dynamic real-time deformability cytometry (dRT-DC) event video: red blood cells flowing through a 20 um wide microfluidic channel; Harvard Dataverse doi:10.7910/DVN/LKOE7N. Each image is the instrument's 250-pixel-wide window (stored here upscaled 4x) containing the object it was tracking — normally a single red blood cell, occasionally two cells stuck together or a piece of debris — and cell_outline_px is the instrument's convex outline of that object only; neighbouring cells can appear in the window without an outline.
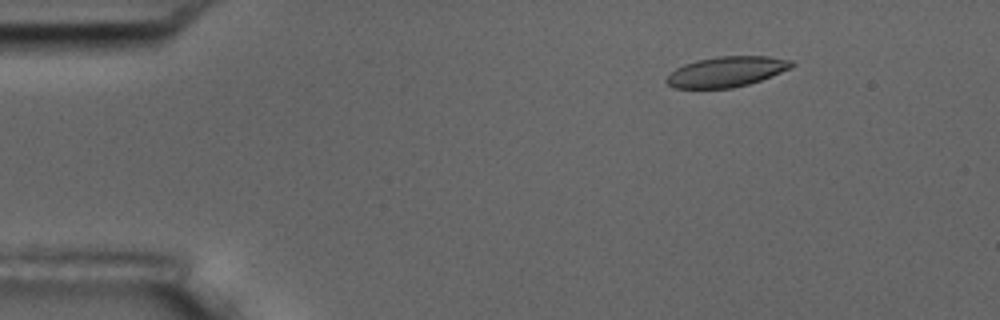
{"species": "common noctule bat (a hibernating species)", "species_latin": "Nyctalus noctula", "temperature_condition": "room temperature", "stored_images_in_passage": 57, "camera_frame_rate_fps": 3000, "um_per_image_px": 0.085, "animal": {"sex": "male", "body_mass_g": 17.5, "forearm_length_mm": 52.3}, "frame": {"image": 1, "passage_image": 8, "time_ms": 2.333, "image_size_px": [1000, 320], "cell_outline_px": [[796, 64], [792, 68], [760, 80], [748, 84], [732, 88], [672, 88], [664, 80], [676, 68], [684, 64], [696, 60], [716, 56], [768, 56], [792, 60]], "centroid_in_image_um": [61.76, 6.09], "position_along_channel_um": 23.2, "area_um2": 22.2}}
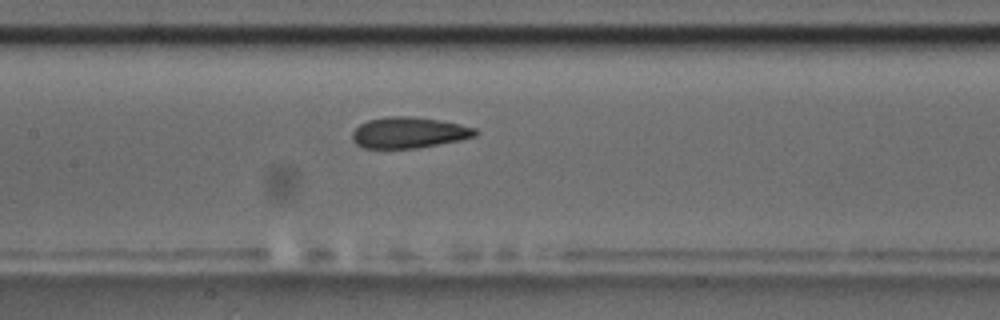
{"frame": {"image": 2, "passage_image": 27, "time_ms": 8.667, "image_size_px": [1000, 320], "cell_outline_px": [[480, 132], [476, 136], [460, 140], [416, 148], [364, 148], [356, 144], [352, 140], [352, 132], [360, 124], [368, 120], [388, 116], [412, 116], [440, 120], [460, 124], [476, 128]], "centroid_in_image_um": [34.77, 11.26], "position_along_channel_um": 172.6, "area_um2": 22.31}}
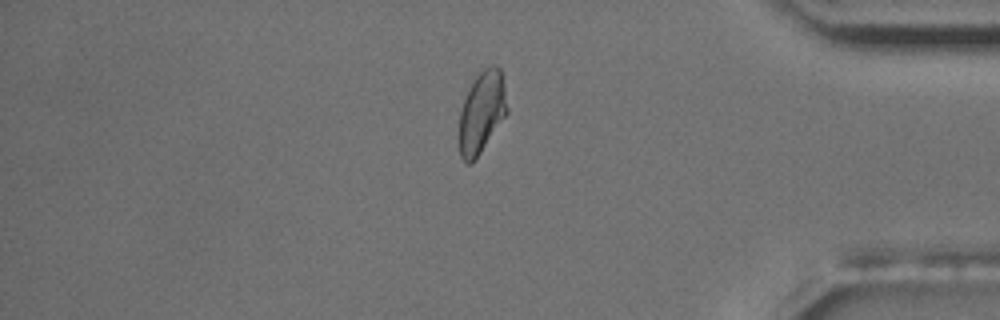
{"frame": {"image": 3, "passage_image": 48, "time_ms": 15.667, "image_size_px": [1000, 320], "cell_outline_px": [[508, 112], [472, 164], [468, 164], [460, 156], [456, 140], [460, 112], [464, 100], [476, 76], [484, 68], [492, 64], [496, 64], [500, 68], [508, 108]], "centroid_in_image_um": [40.91, 9.59], "position_along_channel_um": 394.3, "area_um2": 23.0}, "authors_computed_cell_mechanics": {"area_um2": 22.8888, "velocity_mm_per_s": 3.5576, "shape_relaxation_time_tau1_ms": 10.4199, "shape_relaxation_time_tau2_ms": 1.768, "deformation_change_tau1": 0.1934, "deformation_change_tau2": 0.0833}}